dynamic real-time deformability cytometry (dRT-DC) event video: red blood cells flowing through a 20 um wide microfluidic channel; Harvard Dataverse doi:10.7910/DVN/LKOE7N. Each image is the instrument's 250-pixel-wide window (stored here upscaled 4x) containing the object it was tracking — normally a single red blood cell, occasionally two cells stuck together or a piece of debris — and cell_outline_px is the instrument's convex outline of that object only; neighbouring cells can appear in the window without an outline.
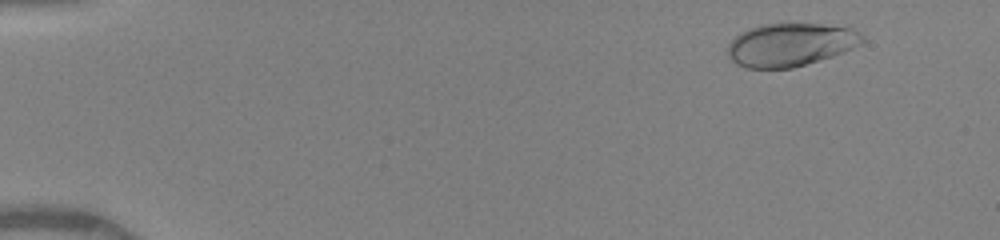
{"species": "human", "species_latin": "Homo sapiens", "temperature_condition": "warm", "stored_images_in_passage": 50, "camera_frame_rate_fps": 3000, "um_per_image_px": 0.085, "donor": {"sex": "female"}, "frame": {"image": 1, "passage_image": 5, "time_ms": 1.333, "image_size_px": [1000, 240], "cell_outline_px": [[864, 40], [860, 44], [844, 52], [832, 56], [792, 68], [748, 68], [736, 64], [728, 56], [728, 44], [740, 32], [748, 28], [760, 24], [820, 24], [852, 28], [860, 32]], "centroid_in_image_um": [67.17, 3.79], "position_along_channel_um": 17.8, "area_um2": 33.7}}
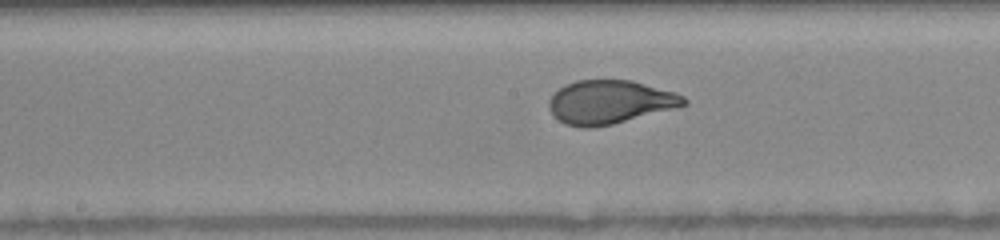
{"frame": {"image": 2, "passage_image": 27, "time_ms": 8.667, "image_size_px": [1000, 240], "cell_outline_px": [[688, 104], [612, 124], [592, 128], [580, 128], [564, 124], [548, 108], [548, 100], [564, 84], [576, 80], [632, 80], [676, 92], [684, 96], [688, 100]], "centroid_in_image_um": [51.82, 8.67], "position_along_channel_um": 196.4, "area_um2": 34.16}}
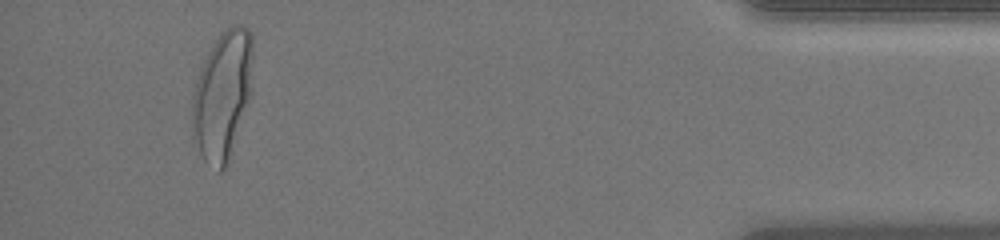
{"frame": {"image": 3, "passage_image": 47, "time_ms": 15.333, "image_size_px": [1000, 240], "cell_outline_px": [[252, 92], [228, 164], [220, 172], [204, 160], [200, 152], [192, 132], [192, 96], [196, 80], [200, 68], [208, 52], [220, 32], [228, 24], [244, 24], [252, 32]], "centroid_in_image_um": [18.93, 8.04], "position_along_channel_um": 416.3, "area_um2": 46.01}, "authors_computed_cell_mechanics": {"area_um2": 34.8245, "velocity_mm_per_s": 4.1142, "shape_relaxation_time_tau1_ms": 4.2793, "shape_relaxation_time_tau2_ms": null, "deformation_change_tau1": 0.2194, "deformation_change_tau2": null}}